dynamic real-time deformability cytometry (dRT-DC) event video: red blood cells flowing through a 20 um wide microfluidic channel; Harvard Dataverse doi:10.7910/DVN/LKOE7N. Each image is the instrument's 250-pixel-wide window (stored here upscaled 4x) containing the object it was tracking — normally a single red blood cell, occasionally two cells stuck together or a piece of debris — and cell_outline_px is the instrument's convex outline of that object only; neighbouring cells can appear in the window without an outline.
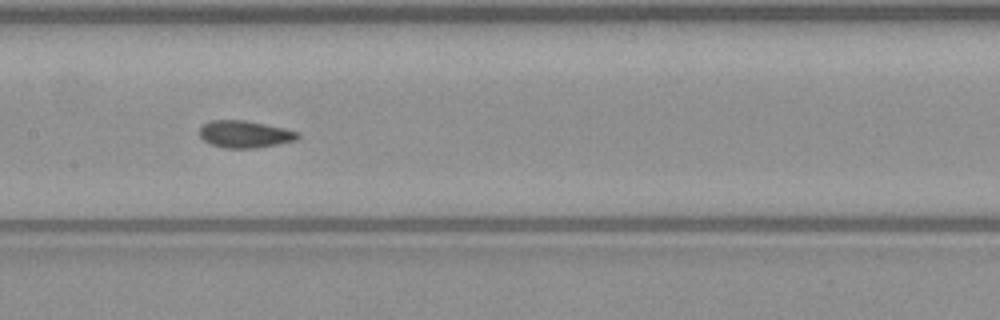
{"species": "common noctule bat (a hibernating species)", "species_latin": "Nyctalus noctula", "temperature_condition": "warm", "stored_images_in_passage": 14, "camera_frame_rate_fps": 3000, "um_per_image_px": 0.085, "animal": {"sex": "male", "body_mass_g": 23.1, "forearm_length_mm": 52.7}, "frame": {"image": 1, "passage_image": 12, "time_ms": 3.667, "image_size_px": [1000, 320], "cell_outline_px": [[300, 136], [296, 140], [256, 148], [224, 148], [212, 144], [204, 140], [200, 136], [200, 128], [208, 120], [244, 120], [284, 128], [300, 132]], "centroid_in_image_um": [20.81, 11.4], "position_along_channel_um": 186.6, "area_um2": 15.43}}